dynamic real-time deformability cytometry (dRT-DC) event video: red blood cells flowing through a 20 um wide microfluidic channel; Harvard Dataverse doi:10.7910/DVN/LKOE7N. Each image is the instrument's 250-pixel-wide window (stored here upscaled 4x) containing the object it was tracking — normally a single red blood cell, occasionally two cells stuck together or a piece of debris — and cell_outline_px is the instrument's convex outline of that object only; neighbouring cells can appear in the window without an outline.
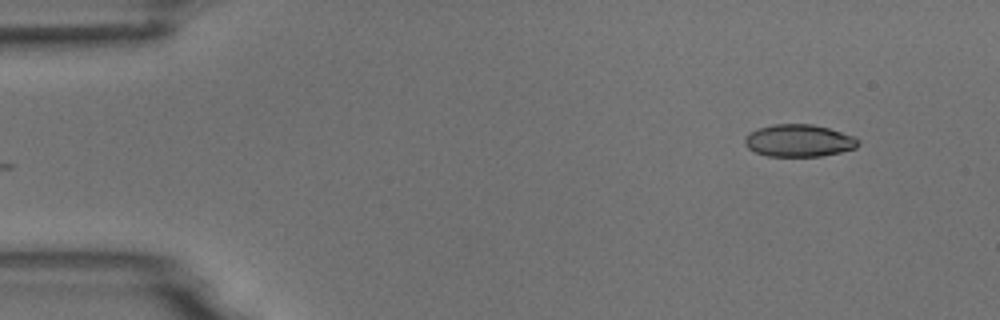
{"species": "common noctule bat (a hibernating species)", "species_latin": "Nyctalus noctula", "temperature_condition": "room temperature", "stored_images_in_passage": 3, "camera_frame_rate_fps": 3000, "um_per_image_px": 0.085, "animal": {"sex": "male", "body_mass_g": 18.8}, "frame": {"image": 1, "passage_image": 3, "time_ms": 2.333, "image_size_px": [1000, 320], "cell_outline_px": [[860, 144], [856, 148], [840, 152], [820, 156], [768, 156], [756, 152], [748, 148], [744, 144], [744, 136], [756, 128], [772, 124], [812, 124], [828, 128], [852, 136], [860, 140]], "centroid_in_image_um": [67.87, 11.95], "position_along_channel_um": 17.1, "area_um2": 21.39}}